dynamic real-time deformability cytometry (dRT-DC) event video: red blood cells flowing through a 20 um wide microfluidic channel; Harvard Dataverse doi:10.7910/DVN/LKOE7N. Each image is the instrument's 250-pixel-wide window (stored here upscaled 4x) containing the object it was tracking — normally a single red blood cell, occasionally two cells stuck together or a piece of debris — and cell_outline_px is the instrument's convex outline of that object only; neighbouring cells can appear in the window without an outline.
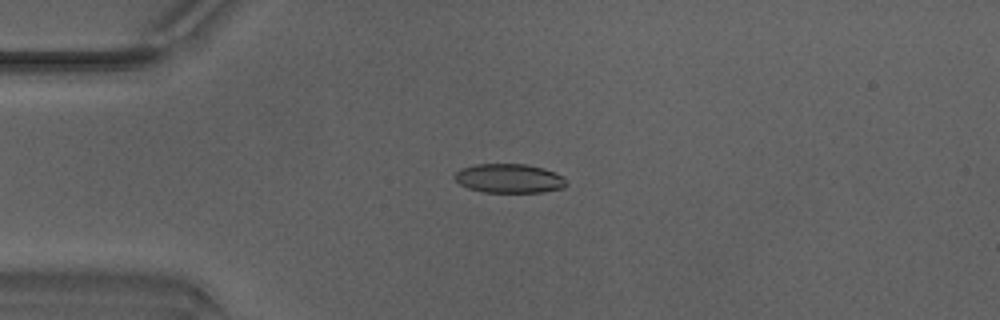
{"species": "Egyptian fruit bat (a non-hibernating species)", "species_latin": "Rousettus aegyptiacus", "temperature_condition": "warm", "stored_images_in_passage": 10, "camera_frame_rate_fps": 3000, "um_per_image_px": 0.085, "animal": {"sex": "male"}, "frame": {"image": 1, "passage_image": 8, "time_ms": 2.333, "image_size_px": [1000, 320], "cell_outline_px": [[568, 184], [564, 188], [544, 192], [484, 192], [468, 188], [460, 184], [452, 176], [460, 168], [476, 164], [528, 164], [544, 168], [556, 172], [564, 176]], "centroid_in_image_um": [43.31, 15.16], "position_along_channel_um": 41.7, "area_um2": 19.25}}